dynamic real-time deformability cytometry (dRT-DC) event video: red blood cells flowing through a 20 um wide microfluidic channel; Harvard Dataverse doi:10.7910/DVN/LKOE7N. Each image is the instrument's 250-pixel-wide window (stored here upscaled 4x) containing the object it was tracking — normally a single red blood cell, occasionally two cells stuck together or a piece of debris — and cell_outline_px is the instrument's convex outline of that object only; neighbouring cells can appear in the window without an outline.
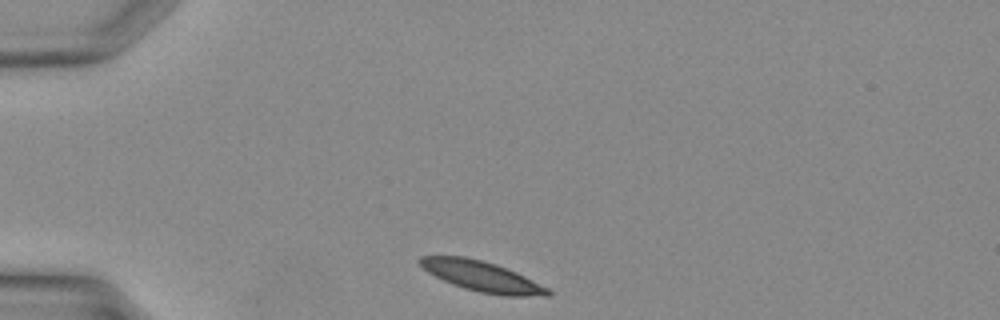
{"species": "Egyptian fruit bat (a non-hibernating species)", "species_latin": "Rousettus aegyptiacus", "temperature_condition": "warm", "stored_images_in_passage": 25, "camera_frame_rate_fps": 3000, "um_per_image_px": 0.085, "animal": {"sex": "female"}, "frame": {"image": 1, "passage_image": 1, "time_ms": 0.0, "image_size_px": [1000, 320], "cell_outline_px": [[552, 296], [504, 296], [480, 292], [464, 288], [452, 284], [428, 272], [416, 260], [420, 256], [464, 256], [496, 264], [516, 272], [548, 288], [552, 292]], "centroid_in_image_um": [40.97, 23.49], "position_along_channel_um": 44.0, "area_um2": 22.43}}
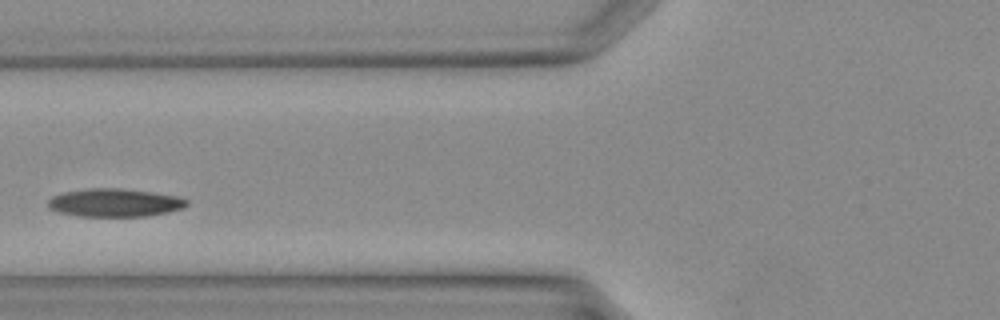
{"frame": {"image": 2, "passage_image": 7, "time_ms": 2.0, "image_size_px": [1000, 320], "cell_outline_px": [[188, 204], [184, 208], [168, 212], [148, 216], [80, 216], [56, 212], [48, 208], [48, 200], [52, 196], [64, 192], [88, 188], [120, 188], [152, 192], [176, 196], [188, 200]], "centroid_in_image_um": [9.73, 17.23], "position_along_channel_um": 116.1, "area_um2": 22.83}}
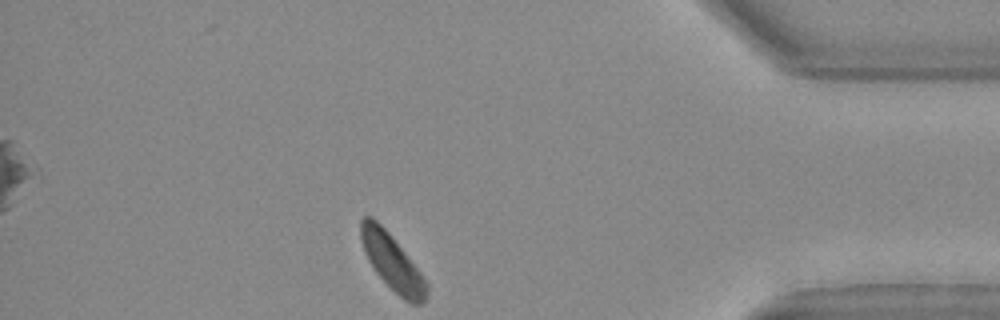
{"frame": {"image": 3, "passage_image": 25, "time_ms": 8.0, "image_size_px": [1000, 320], "cell_outline_px": [[428, 296], [420, 304], [412, 304], [404, 300], [376, 272], [368, 260], [364, 252], [360, 240], [360, 220], [364, 216], [372, 216], [388, 232], [428, 280]], "centroid_in_image_um": [33.35, 22.28], "position_along_channel_um": 401.8, "area_um2": 21.44}}